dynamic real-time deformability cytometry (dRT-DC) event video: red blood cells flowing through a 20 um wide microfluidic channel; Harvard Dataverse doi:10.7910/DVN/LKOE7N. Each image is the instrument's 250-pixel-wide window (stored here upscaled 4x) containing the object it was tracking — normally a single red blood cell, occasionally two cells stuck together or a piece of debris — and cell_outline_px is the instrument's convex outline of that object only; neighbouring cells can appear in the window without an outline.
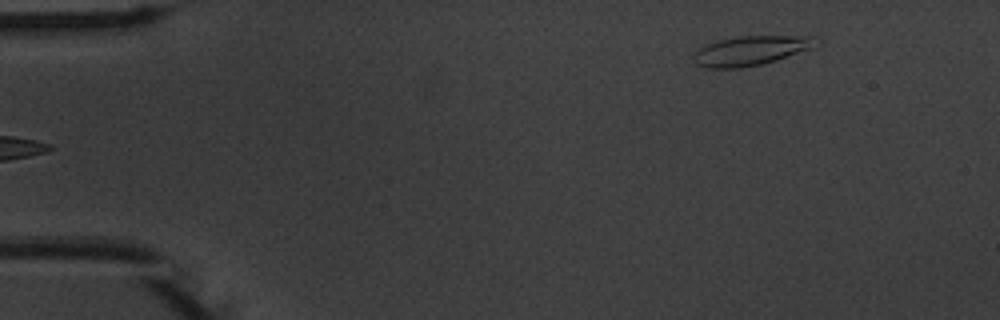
{"species": "common noctule bat (a hibernating species)", "species_latin": "Nyctalus noctula", "temperature_condition": "warm", "stored_images_in_passage": 48, "camera_frame_rate_fps": 3000, "um_per_image_px": 0.085, "animal": {"sex": "male", "body_mass_g": 20.1, "forearm_length_mm": 53.5}, "frame": {"image": 1, "passage_image": 1, "time_ms": 0.0, "image_size_px": [1000, 320], "cell_outline_px": [[820, 44], [776, 60], [760, 64], [740, 68], [708, 68], [696, 64], [692, 60], [692, 56], [700, 48], [716, 40], [740, 36], [812, 36]], "centroid_in_image_um": [63.76, 4.3], "position_along_channel_um": 21.2, "area_um2": 20.75}}
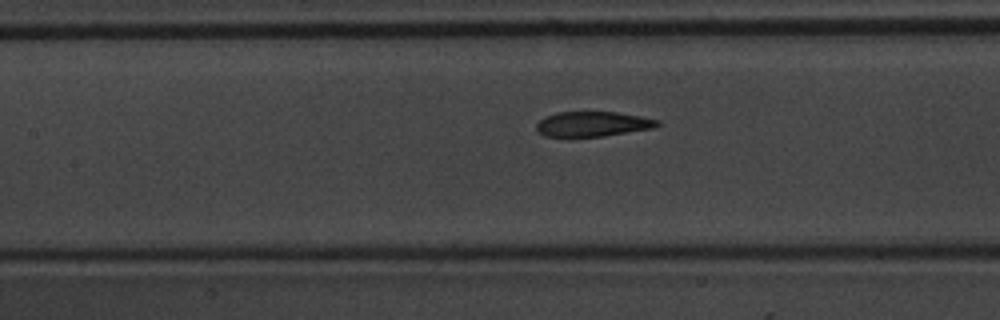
{"frame": {"image": 2, "passage_image": 19, "time_ms": 6.0, "image_size_px": [1000, 320], "cell_outline_px": [[660, 124], [656, 128], [604, 136], [544, 136], [536, 132], [536, 124], [544, 116], [556, 112], [616, 112], [640, 116], [660, 120]], "centroid_in_image_um": [50.38, 10.54], "position_along_channel_um": 157.0, "area_um2": 17.74}}
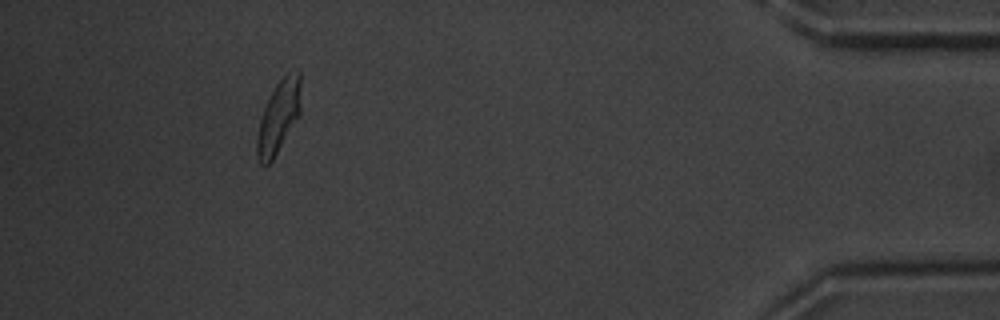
{"frame": {"image": 3, "passage_image": 44, "time_ms": 14.333, "image_size_px": [1000, 320], "cell_outline_px": [[300, 116], [272, 160], [264, 168], [260, 164], [256, 156], [256, 140], [260, 120], [264, 108], [276, 84], [288, 72], [300, 72]], "centroid_in_image_um": [23.67, 9.98], "position_along_channel_um": 411.5, "area_um2": 18.44}, "authors_computed_cell_mechanics": {"area_um2": 18.9006, "velocity_mm_per_s": 3.7319, "shape_relaxation_time_tau1_ms": 3.9647, "shape_relaxation_time_tau2_ms": 1.5115, "deformation_change_tau1": 0.1631, "deformation_change_tau2": 0.0828}}